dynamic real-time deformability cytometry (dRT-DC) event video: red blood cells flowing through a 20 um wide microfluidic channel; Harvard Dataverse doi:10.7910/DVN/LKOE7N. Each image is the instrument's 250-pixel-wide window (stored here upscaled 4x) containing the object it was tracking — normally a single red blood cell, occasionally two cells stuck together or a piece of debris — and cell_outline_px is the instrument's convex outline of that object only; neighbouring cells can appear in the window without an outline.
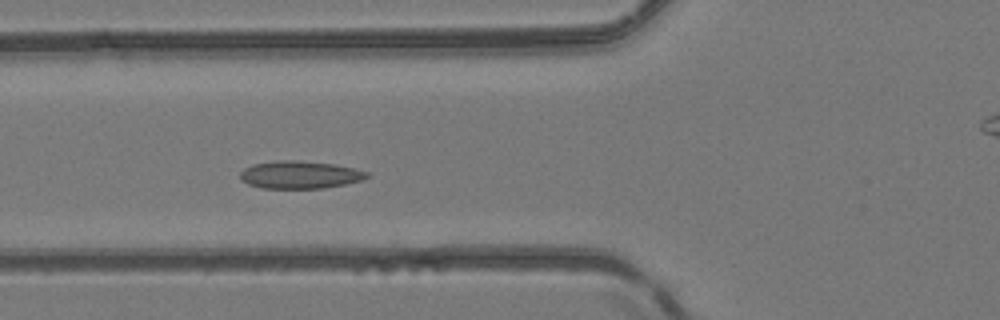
{"species": "common noctule bat (a hibernating species)", "species_latin": "Nyctalus noctula", "temperature_condition": "room temperature", "stored_images_in_passage": 47, "camera_frame_rate_fps": 3000, "um_per_image_px": 0.085, "animal": {"sex": "female", "body_mass_g": 24.6, "forearm_length_mm": 56.2}, "frame": {"image": 1, "passage_image": 15, "time_ms": 4.667, "image_size_px": [1000, 320], "cell_outline_px": [[372, 176], [360, 180], [344, 184], [320, 188], [260, 188], [248, 184], [240, 180], [240, 172], [244, 168], [252, 164], [280, 160], [296, 160], [332, 164], [352, 168], [368, 172]], "centroid_in_image_um": [25.44, 14.85], "position_along_channel_um": 100.4, "area_um2": 20.29}}
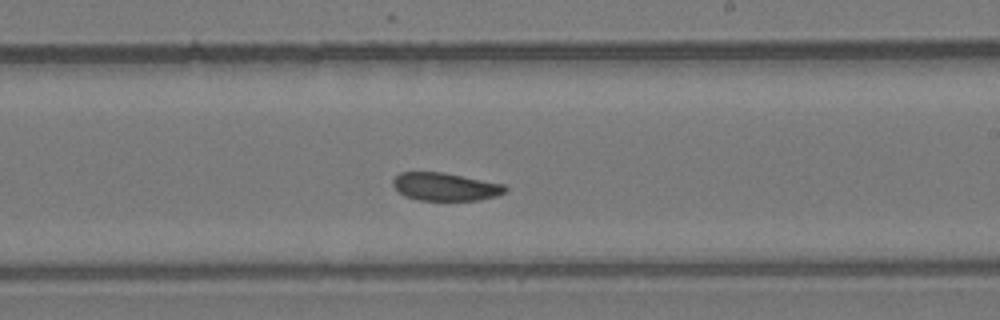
{"frame": {"image": 2, "passage_image": 26, "time_ms": 8.333, "image_size_px": [1000, 320], "cell_outline_px": [[508, 188], [504, 192], [496, 196], [480, 200], [420, 200], [404, 196], [392, 184], [392, 180], [400, 172], [444, 172], [504, 184]], "centroid_in_image_um": [37.85, 15.87], "position_along_channel_um": 251.1, "area_um2": 18.26}}
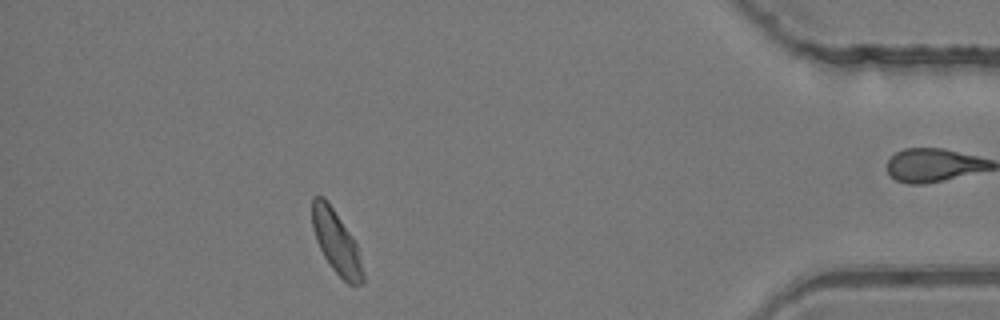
{"frame": {"image": 3, "passage_image": 41, "time_ms": 13.333, "image_size_px": [1000, 320], "cell_outline_px": [[364, 284], [348, 284], [332, 268], [324, 256], [316, 240], [312, 228], [312, 196], [324, 196], [352, 236], [356, 244], [364, 272]], "centroid_in_image_um": [28.58, 20.58], "position_along_channel_um": 406.6, "area_um2": 18.44}, "authors_computed_cell_mechanics": {"area_um2": 19.4786, "velocity_mm_per_s": 4.108, "shape_relaxation_time_tau1_ms": 9.6566, "shape_relaxation_time_tau2_ms": 3.3266, "deformation_change_tau1": 0.1558, "deformation_change_tau2": 0.0473}}